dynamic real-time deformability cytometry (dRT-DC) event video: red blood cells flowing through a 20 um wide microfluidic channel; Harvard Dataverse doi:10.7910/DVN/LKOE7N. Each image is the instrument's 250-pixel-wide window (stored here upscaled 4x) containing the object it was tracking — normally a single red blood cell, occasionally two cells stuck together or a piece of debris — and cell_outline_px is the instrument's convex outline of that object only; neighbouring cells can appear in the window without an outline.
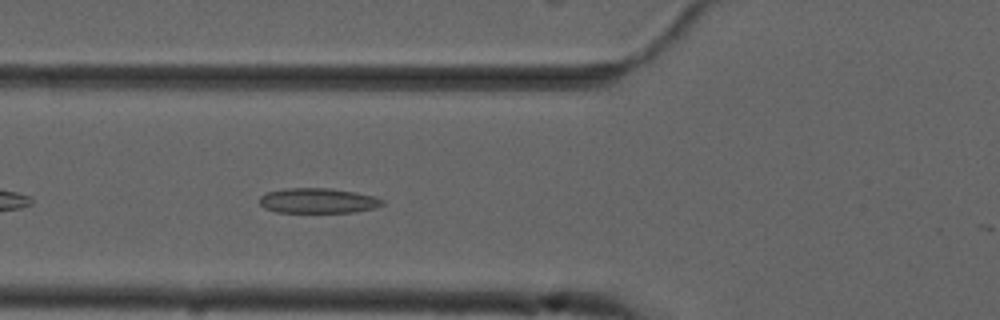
{"species": "common noctule bat (a hibernating species)", "species_latin": "Nyctalus noctula", "temperature_condition": "cold", "stored_images_in_passage": 42, "camera_frame_rate_fps": 3000, "um_per_image_px": 0.085, "animal": {"sex": "male", "forearm_length_mm": 52.5}, "frame": {"image": 1, "passage_image": 7, "time_ms": 2.0, "image_size_px": [1000, 320], "cell_outline_px": [[384, 204], [376, 208], [352, 212], [276, 212], [264, 208], [260, 204], [260, 196], [268, 192], [284, 188], [328, 188], [352, 192], [372, 196], [384, 200]], "centroid_in_image_um": [27.0, 17.06], "position_along_channel_um": 98.8, "area_um2": 17.8}}
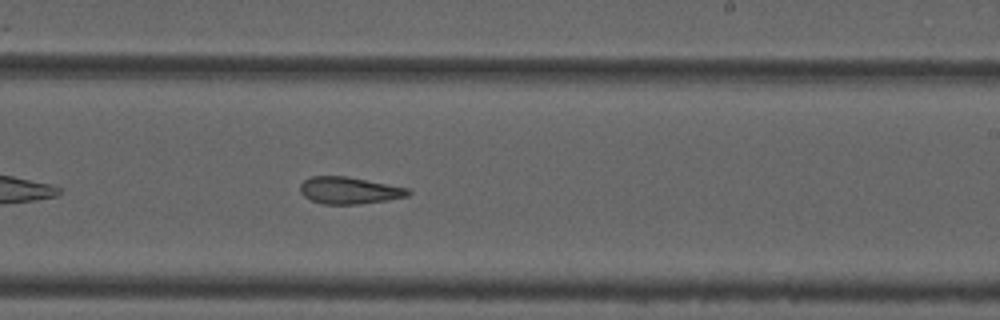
{"frame": {"image": 2, "passage_image": 20, "time_ms": 6.333, "image_size_px": [1000, 320], "cell_outline_px": [[412, 192], [408, 196], [388, 200], [360, 204], [324, 204], [312, 200], [304, 196], [300, 192], [300, 184], [304, 180], [312, 176], [344, 176], [408, 188]], "centroid_in_image_um": [29.68, 16.19], "position_along_channel_um": 259.3, "area_um2": 16.82}}
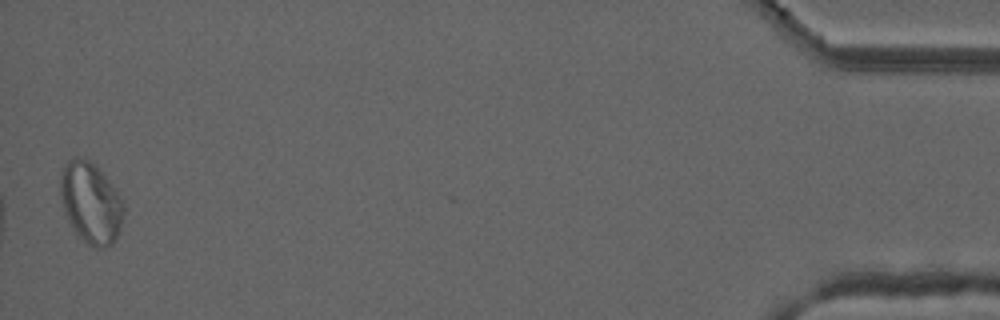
{"frame": {"image": 3, "passage_image": 41, "time_ms": 13.333, "image_size_px": [1000, 320], "cell_outline_px": [[124, 212], [120, 228], [116, 240], [112, 244], [104, 248], [96, 248], [88, 244], [72, 228], [68, 220], [64, 208], [60, 192], [60, 176], [64, 164], [68, 160], [88, 160], [96, 164], [112, 184], [120, 196], [124, 204]], "centroid_in_image_um": [7.74, 17.26], "position_along_channel_um": 427.5, "area_um2": 29.65}, "authors_computed_cell_mechanics": {"area_um2": 18.4382, "velocity_mm_per_s": 3.6987, "shape_relaxation_time_tau1_ms": null, "shape_relaxation_time_tau2_ms": 7.1744, "deformation_change_tau1": null, "deformation_change_tau2": 0.1437}}